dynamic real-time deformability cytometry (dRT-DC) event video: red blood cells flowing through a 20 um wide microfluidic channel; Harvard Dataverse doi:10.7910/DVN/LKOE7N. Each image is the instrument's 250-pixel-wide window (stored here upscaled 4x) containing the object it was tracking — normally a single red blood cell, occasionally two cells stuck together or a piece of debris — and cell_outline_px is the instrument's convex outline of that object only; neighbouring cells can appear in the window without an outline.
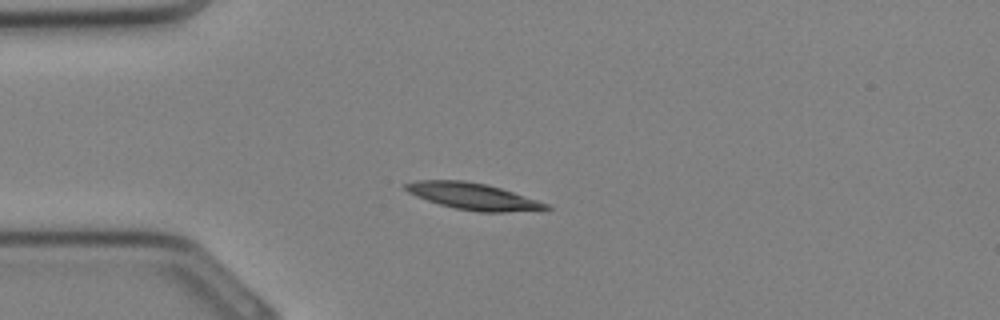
{"species": "Egyptian fruit bat (a non-hibernating species)", "species_latin": "Rousettus aegyptiacus", "temperature_condition": "cold", "stored_images_in_passage": 33, "camera_frame_rate_fps": 3000, "um_per_image_px": 0.085, "animal": {"sex": "female"}, "frame": {"image": 1, "passage_image": 8, "time_ms": 2.333, "image_size_px": [1000, 320], "cell_outline_px": [[552, 208], [544, 212], [480, 212], [456, 208], [440, 204], [416, 196], [408, 192], [404, 188], [404, 184], [416, 180], [464, 180], [484, 184], [500, 188], [548, 204]], "centroid_in_image_um": [40.28, 16.71], "position_along_channel_um": 44.7, "area_um2": 21.85}}
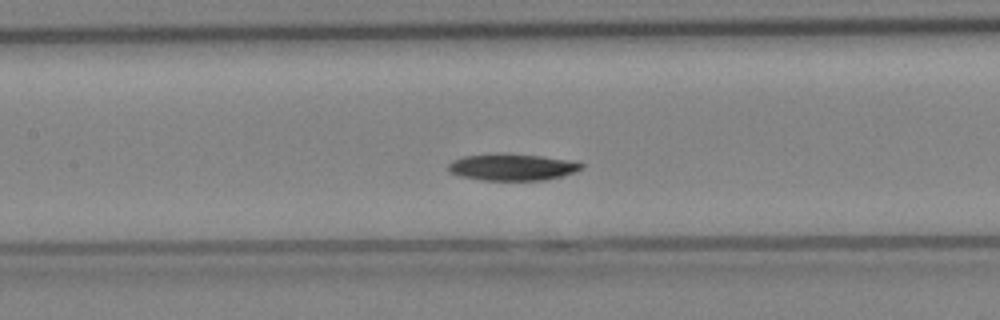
{"frame": {"image": 2, "passage_image": 15, "time_ms": 4.667, "image_size_px": [1000, 320], "cell_outline_px": [[584, 168], [576, 172], [544, 180], [480, 180], [460, 176], [448, 172], [448, 164], [464, 156], [496, 152], [504, 152], [540, 156], [572, 160], [584, 164]], "centroid_in_image_um": [43.54, 14.19], "position_along_channel_um": 163.9, "area_um2": 21.04}}
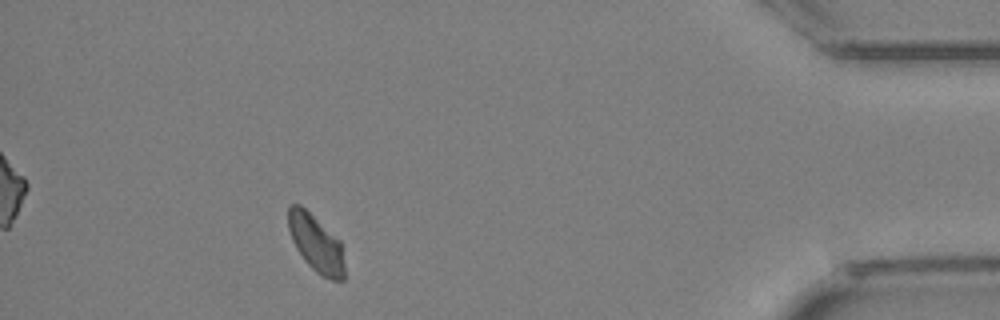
{"frame": {"image": 3, "passage_image": 30, "time_ms": 9.667, "image_size_px": [1000, 320], "cell_outline_px": [[344, 280], [332, 280], [320, 276], [304, 260], [296, 248], [292, 240], [288, 228], [288, 208], [292, 204], [300, 204], [340, 240], [344, 264]], "centroid_in_image_um": [26.85, 20.7], "position_along_channel_um": 408.3, "area_um2": 18.67}}